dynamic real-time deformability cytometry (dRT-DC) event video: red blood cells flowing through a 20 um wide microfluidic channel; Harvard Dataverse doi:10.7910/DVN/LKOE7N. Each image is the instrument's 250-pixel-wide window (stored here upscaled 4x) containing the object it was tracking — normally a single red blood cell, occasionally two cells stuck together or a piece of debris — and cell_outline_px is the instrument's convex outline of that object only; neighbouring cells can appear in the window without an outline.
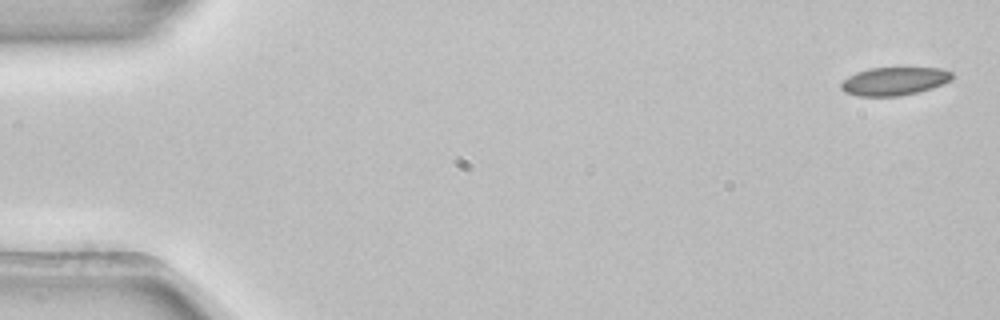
{"species": "common noctule bat (a hibernating species)", "species_latin": "Nyctalus noctula", "temperature_condition": "room temperature", "stored_images_in_passage": 4, "camera_frame_rate_fps": 3000, "um_per_image_px": 0.085, "animal": {"sex": "female", "body_mass_g": 22.7, "forearm_length_mm": 54.2}, "frame": {"image": 1, "passage_image": 1, "time_ms": 0.0, "image_size_px": [1000, 320], "cell_outline_px": [[952, 76], [948, 80], [932, 88], [900, 96], [856, 96], [844, 92], [840, 88], [840, 84], [848, 76], [856, 72], [868, 68], [940, 68], [952, 72]], "centroid_in_image_um": [75.94, 6.9], "position_along_channel_um": 9.1, "area_um2": 18.09}}
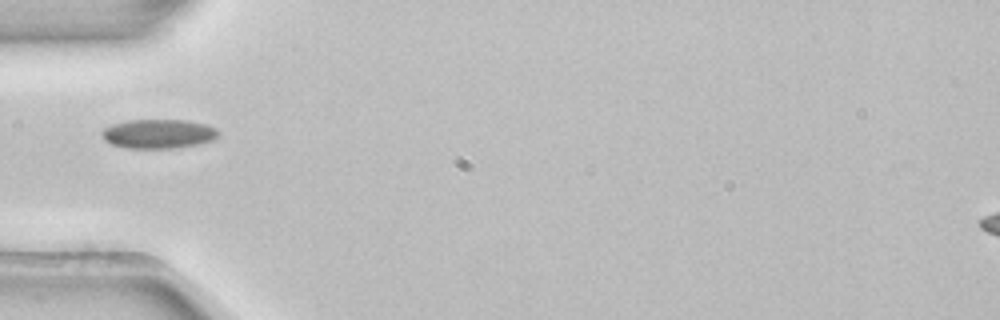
{"frame": {"image": 2, "passage_image": 4, "time_ms": 1.0, "image_size_px": [1000, 320], "cell_outline_px": [[220, 132], [212, 140], [196, 144], [172, 148], [128, 148], [112, 144], [104, 140], [100, 132], [104, 128], [112, 124], [128, 120], [184, 120], [204, 124], [216, 128]], "centroid_in_image_um": [13.42, 11.37], "position_along_channel_um": 71.6, "area_um2": 19.65}}